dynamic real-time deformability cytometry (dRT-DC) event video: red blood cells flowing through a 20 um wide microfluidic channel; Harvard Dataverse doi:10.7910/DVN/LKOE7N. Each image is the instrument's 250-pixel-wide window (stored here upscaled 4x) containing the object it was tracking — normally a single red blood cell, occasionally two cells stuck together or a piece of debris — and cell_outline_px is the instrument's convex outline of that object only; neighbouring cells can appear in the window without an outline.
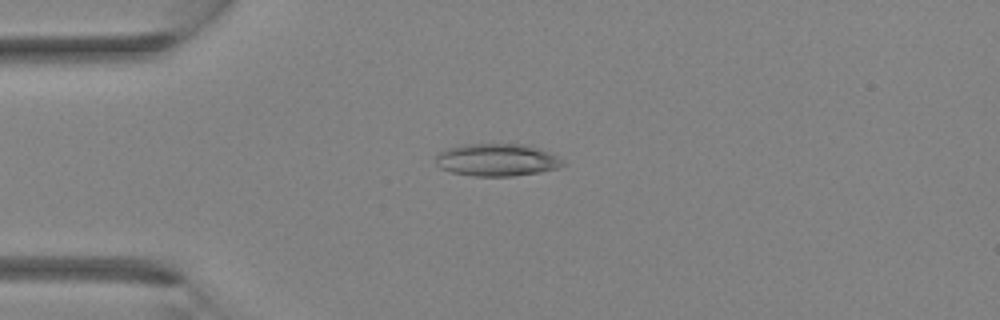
{"species": "Egyptian fruit bat (a non-hibernating species)", "species_latin": "Rousettus aegyptiacus", "temperature_condition": "room temperature", "stored_images_in_passage": 31, "camera_frame_rate_fps": 3000, "um_per_image_px": 0.085, "animal": {"sex": "female"}, "frame": {"image": 1, "passage_image": 5, "time_ms": 1.333, "image_size_px": [1000, 320], "cell_outline_px": [[568, 164], [560, 168], [540, 172], [512, 176], [472, 176], [452, 172], [440, 168], [436, 164], [436, 156], [440, 152], [448, 148], [464, 144], [524, 144], [540, 148], [564, 160]], "centroid_in_image_um": [42.28, 13.59], "position_along_channel_um": 42.7, "area_um2": 24.22}}
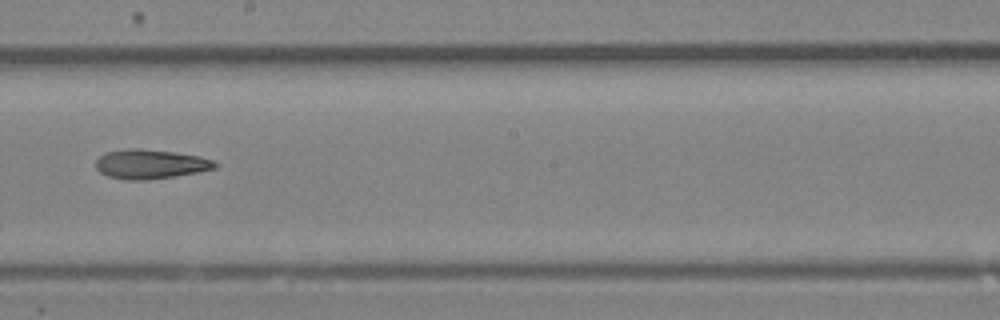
{"frame": {"image": 2, "passage_image": 16, "time_ms": 5.0, "image_size_px": [1000, 320], "cell_outline_px": [[220, 164], [216, 168], [176, 176], [148, 180], [124, 180], [108, 176], [100, 172], [96, 168], [96, 160], [104, 152], [128, 148], [136, 148], [172, 152], [200, 156], [212, 160]], "centroid_in_image_um": [12.77, 13.95], "position_along_channel_um": 235.4, "area_um2": 20.46}}
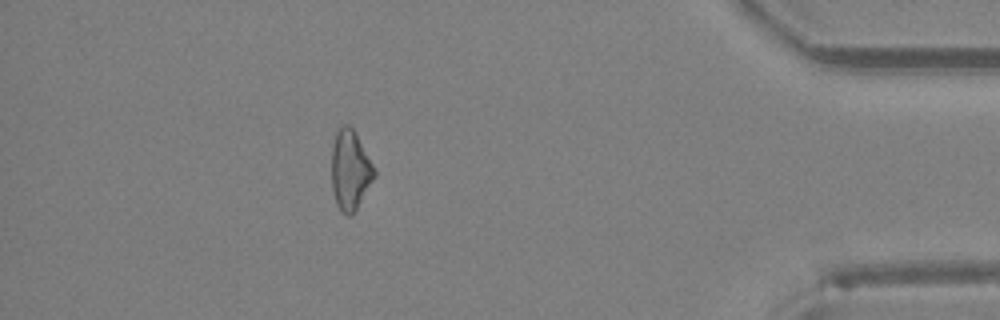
{"frame": {"image": 3, "passage_image": 27, "time_ms": 8.667, "image_size_px": [1000, 320], "cell_outline_px": [[376, 176], [352, 216], [348, 216], [340, 212], [336, 204], [332, 188], [332, 144], [336, 132], [344, 124], [348, 124], [352, 128], [376, 168]], "centroid_in_image_um": [29.77, 14.49], "position_along_channel_um": 405.4, "area_um2": 20.0}}